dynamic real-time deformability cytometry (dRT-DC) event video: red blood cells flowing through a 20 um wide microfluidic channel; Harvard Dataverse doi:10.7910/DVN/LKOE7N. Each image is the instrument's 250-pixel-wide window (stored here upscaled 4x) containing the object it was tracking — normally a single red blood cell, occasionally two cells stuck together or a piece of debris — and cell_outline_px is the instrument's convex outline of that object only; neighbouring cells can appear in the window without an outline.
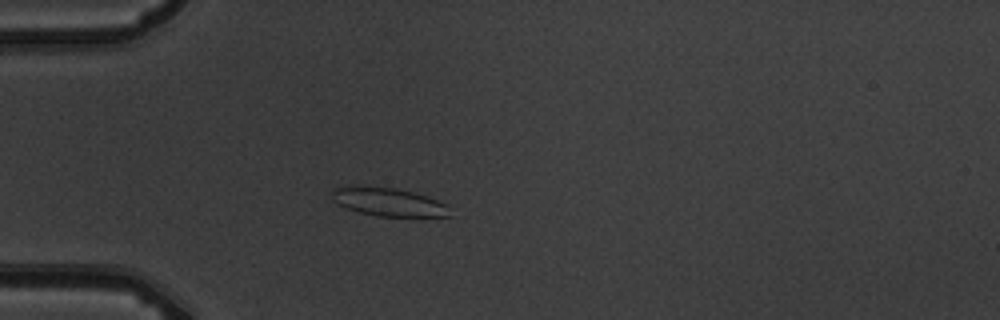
{"species": "common noctule bat (a hibernating species)", "species_latin": "Nyctalus noctula", "temperature_condition": "warm", "stored_images_in_passage": 5, "camera_frame_rate_fps": 3000, "um_per_image_px": 0.085, "animal": {"sex": "male", "body_mass_g": 19.5, "forearm_length_mm": 54.6}, "frame": {"image": 1, "passage_image": 4, "time_ms": 3.333, "image_size_px": [1000, 320], "cell_outline_px": [[452, 216], [380, 216], [360, 212], [348, 208], [332, 200], [332, 192], [336, 188], [356, 184], [396, 188], [428, 196], [444, 204]], "centroid_in_image_um": [32.97, 17.14], "position_along_channel_um": 52.0, "area_um2": 19.31}}